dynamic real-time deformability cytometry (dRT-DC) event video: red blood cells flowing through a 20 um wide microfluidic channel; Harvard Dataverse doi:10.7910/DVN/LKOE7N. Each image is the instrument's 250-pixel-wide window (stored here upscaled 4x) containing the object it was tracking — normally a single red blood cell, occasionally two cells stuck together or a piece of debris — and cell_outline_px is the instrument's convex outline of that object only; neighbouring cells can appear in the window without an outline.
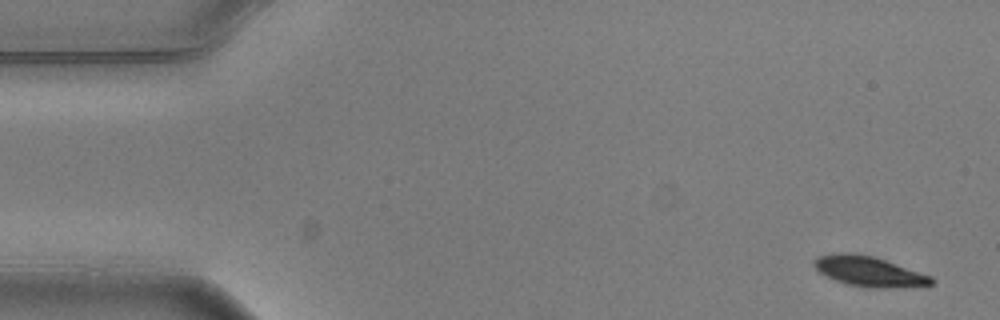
{"species": "common noctule bat (a hibernating species)", "species_latin": "Nyctalus noctula", "temperature_condition": "warm", "stored_images_in_passage": 6, "camera_frame_rate_fps": 3000, "um_per_image_px": 0.085, "animal": {"sex": "male", "body_mass_g": 20.5, "forearm_length_mm": 52.5}, "frame": {"image": 1, "passage_image": 1, "time_ms": 0.0, "image_size_px": [1000, 320], "cell_outline_px": [[936, 280], [932, 284], [884, 288], [868, 288], [848, 284], [836, 280], [820, 272], [812, 264], [820, 256], [840, 252], [844, 252], [872, 256], [932, 276]], "centroid_in_image_um": [73.88, 23.07], "position_along_channel_um": 11.1, "area_um2": 20.06}}
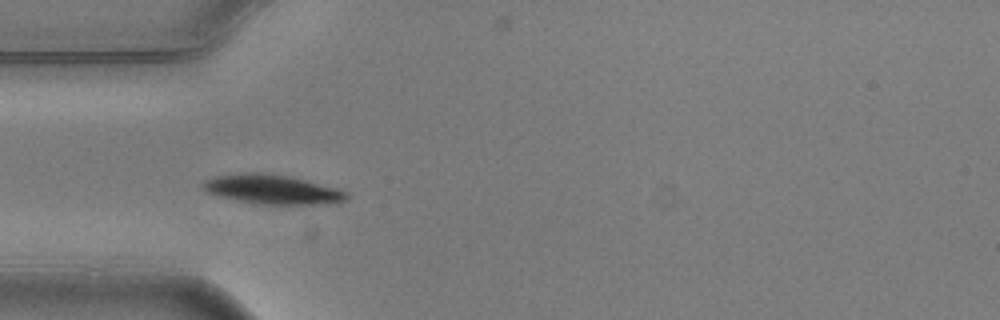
{"frame": {"image": 2, "passage_image": 5, "time_ms": 1.333, "image_size_px": [1000, 320], "cell_outline_px": [[348, 200], [316, 204], [260, 204], [236, 200], [208, 192], [200, 188], [200, 184], [204, 180], [212, 176], [244, 172], [264, 172], [292, 176], [336, 188], [348, 192]], "centroid_in_image_um": [23.09, 16.07], "position_along_channel_um": 61.9, "area_um2": 24.74}}
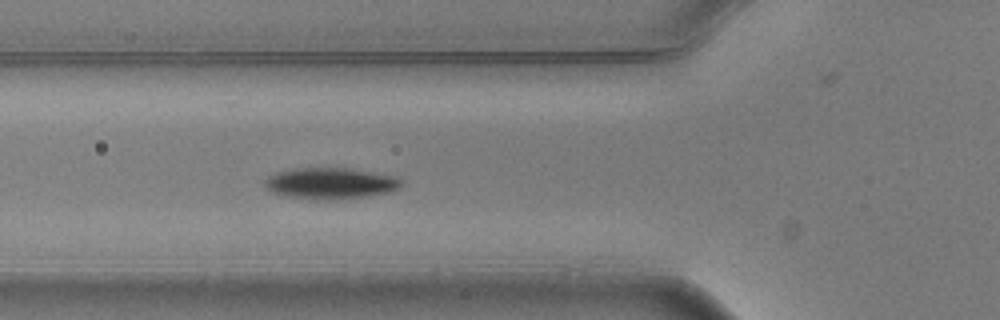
{"frame": {"image": 3, "passage_image": 6, "time_ms": 1.667, "image_size_px": [1000, 320], "cell_outline_px": [[404, 184], [400, 188], [392, 192], [368, 196], [328, 200], [312, 200], [288, 196], [272, 192], [264, 184], [264, 180], [268, 176], [276, 172], [296, 168], [348, 168], [396, 176], [404, 180]], "centroid_in_image_um": [28.14, 15.59], "position_along_channel_um": 97.7, "area_um2": 25.14}}